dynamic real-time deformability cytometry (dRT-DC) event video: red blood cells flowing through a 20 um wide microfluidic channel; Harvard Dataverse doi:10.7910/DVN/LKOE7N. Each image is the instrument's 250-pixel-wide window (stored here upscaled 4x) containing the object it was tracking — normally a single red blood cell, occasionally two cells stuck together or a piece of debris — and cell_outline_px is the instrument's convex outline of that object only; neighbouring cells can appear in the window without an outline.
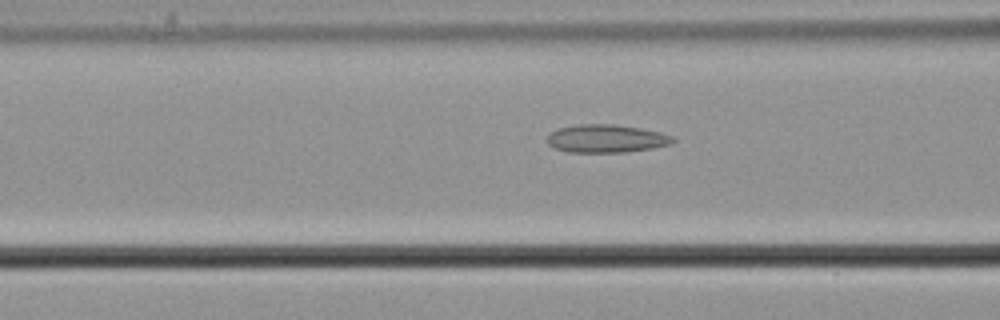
{"species": "common noctule bat (a hibernating species)", "species_latin": "Nyctalus noctula", "temperature_condition": "cold", "stored_images_in_passage": 30, "camera_frame_rate_fps": 3000, "um_per_image_px": 0.085, "animal": {"sex": "male", "body_mass_g": 21.5, "forearm_length_mm": 52.0}, "frame": {"image": 1, "passage_image": 17, "time_ms": 5.333, "image_size_px": [1000, 320], "cell_outline_px": [[676, 140], [672, 144], [652, 148], [624, 152], [568, 152], [556, 148], [548, 144], [548, 136], [556, 128], [580, 124], [616, 124], [640, 128], [660, 132], [676, 136]], "centroid_in_image_um": [51.58, 11.77], "position_along_channel_um": 115.0, "area_um2": 20.63}}
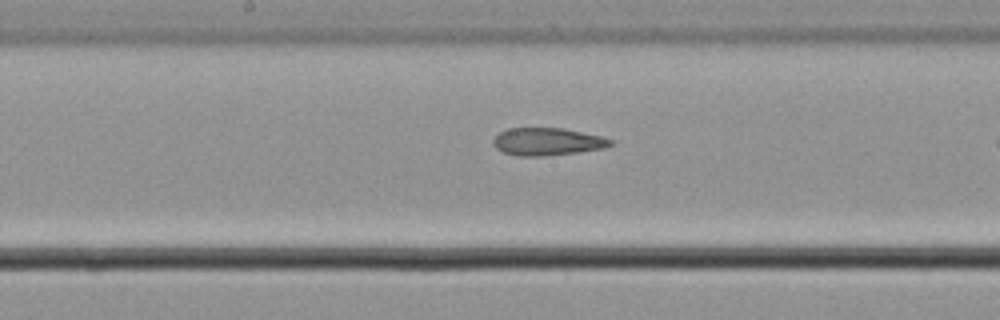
{"frame": {"image": 2, "passage_image": 24, "time_ms": 7.667, "image_size_px": [1000, 320], "cell_outline_px": [[612, 144], [604, 148], [576, 152], [544, 156], [516, 156], [504, 152], [496, 148], [492, 144], [492, 140], [500, 132], [508, 128], [564, 128], [600, 136], [612, 140]], "centroid_in_image_um": [46.48, 12.04], "position_along_channel_um": 201.7, "area_um2": 18.73}}
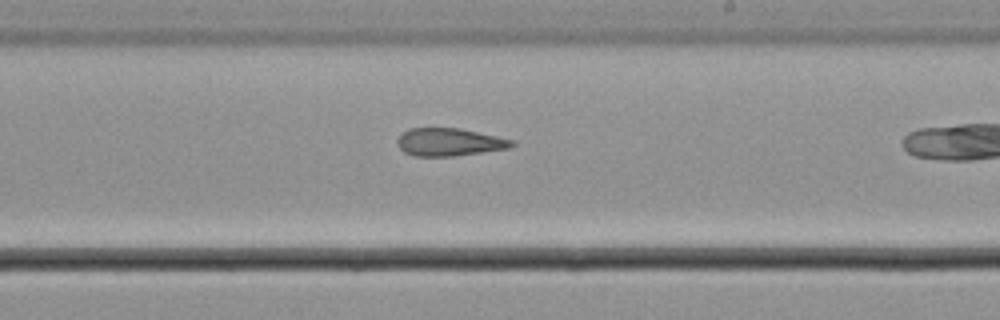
{"frame": {"image": 3, "passage_image": 28, "time_ms": 9.0, "image_size_px": [1000, 320], "cell_outline_px": [[516, 144], [508, 148], [456, 156], [416, 156], [404, 152], [396, 144], [396, 140], [408, 128], [460, 128], [516, 140]], "centroid_in_image_um": [38.21, 12.07], "position_along_channel_um": 250.8, "area_um2": 18.61}}